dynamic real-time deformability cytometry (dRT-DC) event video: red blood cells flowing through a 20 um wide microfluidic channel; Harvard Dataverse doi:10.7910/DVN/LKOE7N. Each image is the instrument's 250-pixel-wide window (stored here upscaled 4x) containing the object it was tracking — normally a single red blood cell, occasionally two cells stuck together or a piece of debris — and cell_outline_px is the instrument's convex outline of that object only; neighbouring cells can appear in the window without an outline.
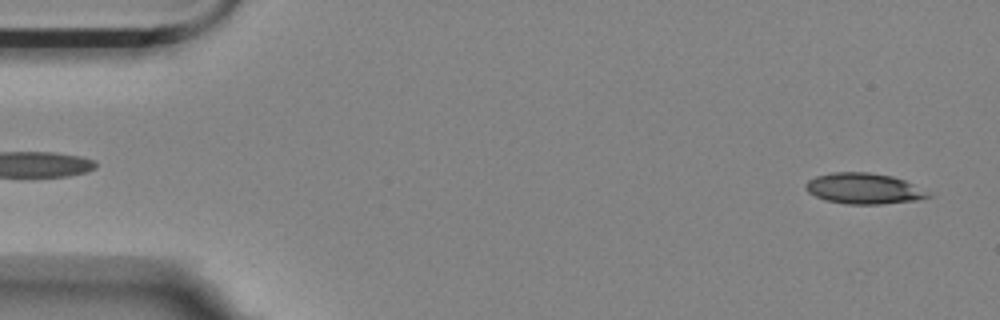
{"species": "Egyptian fruit bat (a non-hibernating species)", "species_latin": "Rousettus aegyptiacus", "temperature_condition": "room temperature", "stored_images_in_passage": 31, "camera_frame_rate_fps": 3000, "um_per_image_px": 0.085, "animal": {"sex": "female"}, "frame": {"image": 1, "passage_image": 2, "time_ms": 0.333, "image_size_px": [1000, 320], "cell_outline_px": [[932, 196], [916, 200], [880, 204], [844, 204], [824, 200], [808, 192], [804, 188], [804, 184], [808, 180], [816, 176], [832, 172], [872, 172], [892, 176], [904, 180], [912, 184]], "centroid_in_image_um": [73.34, 16.02], "position_along_channel_um": 11.7, "area_um2": 21.91}}
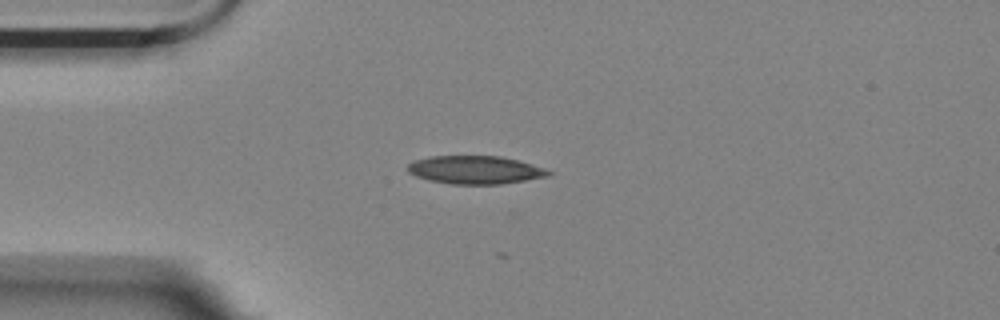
{"frame": {"image": 2, "passage_image": 13, "time_ms": 4.0, "image_size_px": [1000, 320], "cell_outline_px": [[552, 176], [500, 184], [452, 184], [428, 180], [416, 176], [408, 172], [408, 164], [416, 160], [428, 156], [500, 156], [532, 164], [544, 168], [552, 172]], "centroid_in_image_um": [40.41, 14.44], "position_along_channel_um": 44.6, "area_um2": 23.06}}